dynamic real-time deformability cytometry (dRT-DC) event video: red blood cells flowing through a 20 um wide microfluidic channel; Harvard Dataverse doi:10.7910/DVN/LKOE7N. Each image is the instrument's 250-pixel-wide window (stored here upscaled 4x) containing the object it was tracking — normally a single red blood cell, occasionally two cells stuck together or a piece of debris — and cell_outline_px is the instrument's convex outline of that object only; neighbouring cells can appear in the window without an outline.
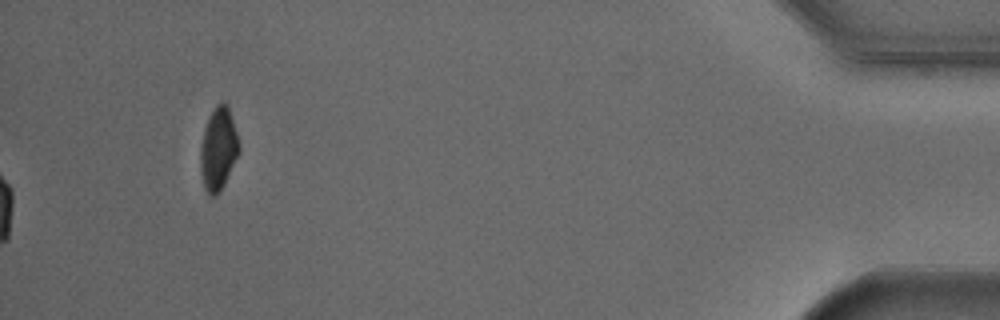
{"species": "Egyptian fruit bat (a non-hibernating species)", "species_latin": "Rousettus aegyptiacus", "temperature_condition": "cold", "stored_images_in_passage": 40, "camera_frame_rate_fps": 3000, "um_per_image_px": 0.085, "animal": {"sex": "male"}, "frame": {"image": 1, "passage_image": 40, "time_ms": 13.0, "image_size_px": [1000, 320], "cell_outline_px": [[240, 152], [224, 184], [216, 196], [212, 196], [204, 188], [200, 172], [200, 148], [204, 128], [208, 116], [216, 104], [224, 100], [228, 104], [240, 144]], "centroid_in_image_um": [18.56, 12.61], "position_along_channel_um": 416.6, "area_um2": 18.9}, "authors_computed_cell_mechanics": {"area_um2": 24.8251, "velocity_mm_per_s": 3.8089, "shape_relaxation_time_tau1_ms": 3.0977, "shape_relaxation_time_tau2_ms": null, "deformation_change_tau1": 0.103, "deformation_change_tau2": null}}